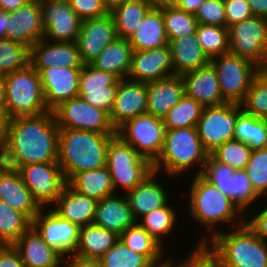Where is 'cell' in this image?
Segmentation results:
<instances>
[{
    "label": "cell",
    "instance_id": "obj_1",
    "mask_svg": "<svg viewBox=\"0 0 267 267\" xmlns=\"http://www.w3.org/2000/svg\"><path fill=\"white\" fill-rule=\"evenodd\" d=\"M58 135L53 111L8 119L0 162L13 169L30 163L57 162Z\"/></svg>",
    "mask_w": 267,
    "mask_h": 267
},
{
    "label": "cell",
    "instance_id": "obj_2",
    "mask_svg": "<svg viewBox=\"0 0 267 267\" xmlns=\"http://www.w3.org/2000/svg\"><path fill=\"white\" fill-rule=\"evenodd\" d=\"M188 177L192 179L187 189V196L189 197H186L188 198L186 213L188 212L193 222H197V226L200 224L199 226L204 227L205 232L208 231L207 234L203 232L200 235L202 237L195 244H205L216 233L222 231V229L218 228L220 224L224 225V227L226 226V230H228L245 223V214L227 195L219 191L216 186L206 180L201 174Z\"/></svg>",
    "mask_w": 267,
    "mask_h": 267
},
{
    "label": "cell",
    "instance_id": "obj_3",
    "mask_svg": "<svg viewBox=\"0 0 267 267\" xmlns=\"http://www.w3.org/2000/svg\"><path fill=\"white\" fill-rule=\"evenodd\" d=\"M115 135L59 129L57 162L66 183L78 172L105 167L107 146Z\"/></svg>",
    "mask_w": 267,
    "mask_h": 267
},
{
    "label": "cell",
    "instance_id": "obj_4",
    "mask_svg": "<svg viewBox=\"0 0 267 267\" xmlns=\"http://www.w3.org/2000/svg\"><path fill=\"white\" fill-rule=\"evenodd\" d=\"M208 156L209 152L201 143L196 127L166 130L164 146L153 163V170L161 174L163 171L164 177L167 174L169 179L184 174L198 175L203 172ZM194 169H197L195 173Z\"/></svg>",
    "mask_w": 267,
    "mask_h": 267
},
{
    "label": "cell",
    "instance_id": "obj_5",
    "mask_svg": "<svg viewBox=\"0 0 267 267\" xmlns=\"http://www.w3.org/2000/svg\"><path fill=\"white\" fill-rule=\"evenodd\" d=\"M222 267H267V242L246 223L222 230L205 243Z\"/></svg>",
    "mask_w": 267,
    "mask_h": 267
},
{
    "label": "cell",
    "instance_id": "obj_6",
    "mask_svg": "<svg viewBox=\"0 0 267 267\" xmlns=\"http://www.w3.org/2000/svg\"><path fill=\"white\" fill-rule=\"evenodd\" d=\"M8 119L19 116H36L48 111L40 73L30 64L3 75Z\"/></svg>",
    "mask_w": 267,
    "mask_h": 267
},
{
    "label": "cell",
    "instance_id": "obj_7",
    "mask_svg": "<svg viewBox=\"0 0 267 267\" xmlns=\"http://www.w3.org/2000/svg\"><path fill=\"white\" fill-rule=\"evenodd\" d=\"M106 167L109 169L115 193L124 194L134 189L154 171L153 164L147 158L142 157L117 135L107 146Z\"/></svg>",
    "mask_w": 267,
    "mask_h": 267
},
{
    "label": "cell",
    "instance_id": "obj_8",
    "mask_svg": "<svg viewBox=\"0 0 267 267\" xmlns=\"http://www.w3.org/2000/svg\"><path fill=\"white\" fill-rule=\"evenodd\" d=\"M201 175L227 195L245 216L252 206L258 207L257 201L264 202V199L255 193L245 170H235L227 164L216 161L210 154Z\"/></svg>",
    "mask_w": 267,
    "mask_h": 267
},
{
    "label": "cell",
    "instance_id": "obj_9",
    "mask_svg": "<svg viewBox=\"0 0 267 267\" xmlns=\"http://www.w3.org/2000/svg\"><path fill=\"white\" fill-rule=\"evenodd\" d=\"M229 52L267 69V18L252 16L228 27Z\"/></svg>",
    "mask_w": 267,
    "mask_h": 267
},
{
    "label": "cell",
    "instance_id": "obj_10",
    "mask_svg": "<svg viewBox=\"0 0 267 267\" xmlns=\"http://www.w3.org/2000/svg\"><path fill=\"white\" fill-rule=\"evenodd\" d=\"M165 131L163 119L145 113L124 122L116 135L153 164L163 149Z\"/></svg>",
    "mask_w": 267,
    "mask_h": 267
},
{
    "label": "cell",
    "instance_id": "obj_11",
    "mask_svg": "<svg viewBox=\"0 0 267 267\" xmlns=\"http://www.w3.org/2000/svg\"><path fill=\"white\" fill-rule=\"evenodd\" d=\"M210 63L217 72L223 99L240 104L259 68L251 61L230 52L212 58Z\"/></svg>",
    "mask_w": 267,
    "mask_h": 267
},
{
    "label": "cell",
    "instance_id": "obj_12",
    "mask_svg": "<svg viewBox=\"0 0 267 267\" xmlns=\"http://www.w3.org/2000/svg\"><path fill=\"white\" fill-rule=\"evenodd\" d=\"M242 112V106L232 102L203 108L196 129L201 143L209 153L234 139L236 120Z\"/></svg>",
    "mask_w": 267,
    "mask_h": 267
},
{
    "label": "cell",
    "instance_id": "obj_13",
    "mask_svg": "<svg viewBox=\"0 0 267 267\" xmlns=\"http://www.w3.org/2000/svg\"><path fill=\"white\" fill-rule=\"evenodd\" d=\"M59 129H77L102 134H116L109 115L83 101L80 96L62 102L53 110Z\"/></svg>",
    "mask_w": 267,
    "mask_h": 267
},
{
    "label": "cell",
    "instance_id": "obj_14",
    "mask_svg": "<svg viewBox=\"0 0 267 267\" xmlns=\"http://www.w3.org/2000/svg\"><path fill=\"white\" fill-rule=\"evenodd\" d=\"M17 170L41 208H50L56 203L66 184L58 162L30 163Z\"/></svg>",
    "mask_w": 267,
    "mask_h": 267
},
{
    "label": "cell",
    "instance_id": "obj_15",
    "mask_svg": "<svg viewBox=\"0 0 267 267\" xmlns=\"http://www.w3.org/2000/svg\"><path fill=\"white\" fill-rule=\"evenodd\" d=\"M32 227L63 258L75 255L80 226L62 218L51 207L41 208L32 220Z\"/></svg>",
    "mask_w": 267,
    "mask_h": 267
},
{
    "label": "cell",
    "instance_id": "obj_16",
    "mask_svg": "<svg viewBox=\"0 0 267 267\" xmlns=\"http://www.w3.org/2000/svg\"><path fill=\"white\" fill-rule=\"evenodd\" d=\"M42 12L43 39L54 42H75L82 20L68 0H39Z\"/></svg>",
    "mask_w": 267,
    "mask_h": 267
},
{
    "label": "cell",
    "instance_id": "obj_17",
    "mask_svg": "<svg viewBox=\"0 0 267 267\" xmlns=\"http://www.w3.org/2000/svg\"><path fill=\"white\" fill-rule=\"evenodd\" d=\"M174 75L170 46L133 51L127 78L150 83Z\"/></svg>",
    "mask_w": 267,
    "mask_h": 267
},
{
    "label": "cell",
    "instance_id": "obj_18",
    "mask_svg": "<svg viewBox=\"0 0 267 267\" xmlns=\"http://www.w3.org/2000/svg\"><path fill=\"white\" fill-rule=\"evenodd\" d=\"M81 68L50 67L40 72L48 111H53L62 102L78 96Z\"/></svg>",
    "mask_w": 267,
    "mask_h": 267
},
{
    "label": "cell",
    "instance_id": "obj_19",
    "mask_svg": "<svg viewBox=\"0 0 267 267\" xmlns=\"http://www.w3.org/2000/svg\"><path fill=\"white\" fill-rule=\"evenodd\" d=\"M117 37L111 14L82 21L75 41L81 60L89 64L101 51Z\"/></svg>",
    "mask_w": 267,
    "mask_h": 267
},
{
    "label": "cell",
    "instance_id": "obj_20",
    "mask_svg": "<svg viewBox=\"0 0 267 267\" xmlns=\"http://www.w3.org/2000/svg\"><path fill=\"white\" fill-rule=\"evenodd\" d=\"M147 101V83L120 79L109 116L115 130L124 122L147 113Z\"/></svg>",
    "mask_w": 267,
    "mask_h": 267
},
{
    "label": "cell",
    "instance_id": "obj_21",
    "mask_svg": "<svg viewBox=\"0 0 267 267\" xmlns=\"http://www.w3.org/2000/svg\"><path fill=\"white\" fill-rule=\"evenodd\" d=\"M6 28V39L19 42L29 49L43 39L44 28L39 0H31L11 12Z\"/></svg>",
    "mask_w": 267,
    "mask_h": 267
},
{
    "label": "cell",
    "instance_id": "obj_22",
    "mask_svg": "<svg viewBox=\"0 0 267 267\" xmlns=\"http://www.w3.org/2000/svg\"><path fill=\"white\" fill-rule=\"evenodd\" d=\"M29 64L37 71L50 67H82L75 42L39 40L30 48Z\"/></svg>",
    "mask_w": 267,
    "mask_h": 267
},
{
    "label": "cell",
    "instance_id": "obj_23",
    "mask_svg": "<svg viewBox=\"0 0 267 267\" xmlns=\"http://www.w3.org/2000/svg\"><path fill=\"white\" fill-rule=\"evenodd\" d=\"M0 200L11 208L25 214L31 221L40 212L41 207L24 184L17 169L0 162Z\"/></svg>",
    "mask_w": 267,
    "mask_h": 267
},
{
    "label": "cell",
    "instance_id": "obj_24",
    "mask_svg": "<svg viewBox=\"0 0 267 267\" xmlns=\"http://www.w3.org/2000/svg\"><path fill=\"white\" fill-rule=\"evenodd\" d=\"M159 172L153 171L139 185L126 193L133 215L138 222L144 215L164 207L171 199L167 187L160 184ZM167 191H166V190Z\"/></svg>",
    "mask_w": 267,
    "mask_h": 267
},
{
    "label": "cell",
    "instance_id": "obj_25",
    "mask_svg": "<svg viewBox=\"0 0 267 267\" xmlns=\"http://www.w3.org/2000/svg\"><path fill=\"white\" fill-rule=\"evenodd\" d=\"M185 95L200 102L204 107L226 103L220 91L218 76L211 63L181 75Z\"/></svg>",
    "mask_w": 267,
    "mask_h": 267
},
{
    "label": "cell",
    "instance_id": "obj_26",
    "mask_svg": "<svg viewBox=\"0 0 267 267\" xmlns=\"http://www.w3.org/2000/svg\"><path fill=\"white\" fill-rule=\"evenodd\" d=\"M116 193L98 201L93 223L121 235L137 223L126 194ZM124 195V196H123Z\"/></svg>",
    "mask_w": 267,
    "mask_h": 267
},
{
    "label": "cell",
    "instance_id": "obj_27",
    "mask_svg": "<svg viewBox=\"0 0 267 267\" xmlns=\"http://www.w3.org/2000/svg\"><path fill=\"white\" fill-rule=\"evenodd\" d=\"M25 267H62L63 257L31 226L14 243Z\"/></svg>",
    "mask_w": 267,
    "mask_h": 267
},
{
    "label": "cell",
    "instance_id": "obj_28",
    "mask_svg": "<svg viewBox=\"0 0 267 267\" xmlns=\"http://www.w3.org/2000/svg\"><path fill=\"white\" fill-rule=\"evenodd\" d=\"M184 95L185 85L181 75L147 83V113L164 119Z\"/></svg>",
    "mask_w": 267,
    "mask_h": 267
},
{
    "label": "cell",
    "instance_id": "obj_29",
    "mask_svg": "<svg viewBox=\"0 0 267 267\" xmlns=\"http://www.w3.org/2000/svg\"><path fill=\"white\" fill-rule=\"evenodd\" d=\"M97 203L96 199L80 194L66 183L51 208L62 218L81 227L93 223Z\"/></svg>",
    "mask_w": 267,
    "mask_h": 267
},
{
    "label": "cell",
    "instance_id": "obj_30",
    "mask_svg": "<svg viewBox=\"0 0 267 267\" xmlns=\"http://www.w3.org/2000/svg\"><path fill=\"white\" fill-rule=\"evenodd\" d=\"M168 45L171 49L174 75H183L210 63L195 34L172 39Z\"/></svg>",
    "mask_w": 267,
    "mask_h": 267
},
{
    "label": "cell",
    "instance_id": "obj_31",
    "mask_svg": "<svg viewBox=\"0 0 267 267\" xmlns=\"http://www.w3.org/2000/svg\"><path fill=\"white\" fill-rule=\"evenodd\" d=\"M133 51L155 49L168 44L162 9H151L128 38Z\"/></svg>",
    "mask_w": 267,
    "mask_h": 267
},
{
    "label": "cell",
    "instance_id": "obj_32",
    "mask_svg": "<svg viewBox=\"0 0 267 267\" xmlns=\"http://www.w3.org/2000/svg\"><path fill=\"white\" fill-rule=\"evenodd\" d=\"M132 52L128 39L116 37L89 64L112 73L118 79H125L130 70Z\"/></svg>",
    "mask_w": 267,
    "mask_h": 267
},
{
    "label": "cell",
    "instance_id": "obj_33",
    "mask_svg": "<svg viewBox=\"0 0 267 267\" xmlns=\"http://www.w3.org/2000/svg\"><path fill=\"white\" fill-rule=\"evenodd\" d=\"M119 237L116 232L94 223L81 226L75 256L99 260L119 240Z\"/></svg>",
    "mask_w": 267,
    "mask_h": 267
},
{
    "label": "cell",
    "instance_id": "obj_34",
    "mask_svg": "<svg viewBox=\"0 0 267 267\" xmlns=\"http://www.w3.org/2000/svg\"><path fill=\"white\" fill-rule=\"evenodd\" d=\"M67 184L80 194L97 201L116 194L109 169L106 166L78 172Z\"/></svg>",
    "mask_w": 267,
    "mask_h": 267
},
{
    "label": "cell",
    "instance_id": "obj_35",
    "mask_svg": "<svg viewBox=\"0 0 267 267\" xmlns=\"http://www.w3.org/2000/svg\"><path fill=\"white\" fill-rule=\"evenodd\" d=\"M119 239L136 253L144 255L154 266L164 263L169 258L165 254L166 249L138 222L128 227Z\"/></svg>",
    "mask_w": 267,
    "mask_h": 267
},
{
    "label": "cell",
    "instance_id": "obj_36",
    "mask_svg": "<svg viewBox=\"0 0 267 267\" xmlns=\"http://www.w3.org/2000/svg\"><path fill=\"white\" fill-rule=\"evenodd\" d=\"M171 200L159 209H156L149 214L144 215L138 223L155 239L157 240L165 249L167 237L172 236L171 234L178 228L177 223L180 222V216L176 211V208L171 204ZM167 236V237H166ZM165 241V242H164Z\"/></svg>",
    "mask_w": 267,
    "mask_h": 267
},
{
    "label": "cell",
    "instance_id": "obj_37",
    "mask_svg": "<svg viewBox=\"0 0 267 267\" xmlns=\"http://www.w3.org/2000/svg\"><path fill=\"white\" fill-rule=\"evenodd\" d=\"M151 9L145 0H127L113 9L117 37L128 39Z\"/></svg>",
    "mask_w": 267,
    "mask_h": 267
},
{
    "label": "cell",
    "instance_id": "obj_38",
    "mask_svg": "<svg viewBox=\"0 0 267 267\" xmlns=\"http://www.w3.org/2000/svg\"><path fill=\"white\" fill-rule=\"evenodd\" d=\"M234 139L252 149L267 147V119L257 118L242 112L235 124Z\"/></svg>",
    "mask_w": 267,
    "mask_h": 267
},
{
    "label": "cell",
    "instance_id": "obj_39",
    "mask_svg": "<svg viewBox=\"0 0 267 267\" xmlns=\"http://www.w3.org/2000/svg\"><path fill=\"white\" fill-rule=\"evenodd\" d=\"M31 226L25 214L0 200V245L13 244Z\"/></svg>",
    "mask_w": 267,
    "mask_h": 267
},
{
    "label": "cell",
    "instance_id": "obj_40",
    "mask_svg": "<svg viewBox=\"0 0 267 267\" xmlns=\"http://www.w3.org/2000/svg\"><path fill=\"white\" fill-rule=\"evenodd\" d=\"M204 106L186 95L167 113L163 122L166 130L196 127Z\"/></svg>",
    "mask_w": 267,
    "mask_h": 267
},
{
    "label": "cell",
    "instance_id": "obj_41",
    "mask_svg": "<svg viewBox=\"0 0 267 267\" xmlns=\"http://www.w3.org/2000/svg\"><path fill=\"white\" fill-rule=\"evenodd\" d=\"M240 105L244 113L267 119V69L258 70Z\"/></svg>",
    "mask_w": 267,
    "mask_h": 267
},
{
    "label": "cell",
    "instance_id": "obj_42",
    "mask_svg": "<svg viewBox=\"0 0 267 267\" xmlns=\"http://www.w3.org/2000/svg\"><path fill=\"white\" fill-rule=\"evenodd\" d=\"M200 47L211 60L229 52L228 28L198 23L195 33Z\"/></svg>",
    "mask_w": 267,
    "mask_h": 267
},
{
    "label": "cell",
    "instance_id": "obj_43",
    "mask_svg": "<svg viewBox=\"0 0 267 267\" xmlns=\"http://www.w3.org/2000/svg\"><path fill=\"white\" fill-rule=\"evenodd\" d=\"M162 15L168 42L172 39L196 33L198 21L194 14L176 6L162 9Z\"/></svg>",
    "mask_w": 267,
    "mask_h": 267
},
{
    "label": "cell",
    "instance_id": "obj_44",
    "mask_svg": "<svg viewBox=\"0 0 267 267\" xmlns=\"http://www.w3.org/2000/svg\"><path fill=\"white\" fill-rule=\"evenodd\" d=\"M102 267H153L144 256L130 249L122 240H118L100 259Z\"/></svg>",
    "mask_w": 267,
    "mask_h": 267
},
{
    "label": "cell",
    "instance_id": "obj_45",
    "mask_svg": "<svg viewBox=\"0 0 267 267\" xmlns=\"http://www.w3.org/2000/svg\"><path fill=\"white\" fill-rule=\"evenodd\" d=\"M253 149L238 140H229L209 153L216 161L227 164L235 170H245Z\"/></svg>",
    "mask_w": 267,
    "mask_h": 267
},
{
    "label": "cell",
    "instance_id": "obj_46",
    "mask_svg": "<svg viewBox=\"0 0 267 267\" xmlns=\"http://www.w3.org/2000/svg\"><path fill=\"white\" fill-rule=\"evenodd\" d=\"M30 49L9 39H0V74L20 70L29 64Z\"/></svg>",
    "mask_w": 267,
    "mask_h": 267
},
{
    "label": "cell",
    "instance_id": "obj_47",
    "mask_svg": "<svg viewBox=\"0 0 267 267\" xmlns=\"http://www.w3.org/2000/svg\"><path fill=\"white\" fill-rule=\"evenodd\" d=\"M245 171L255 193L265 199L267 197V147L253 149Z\"/></svg>",
    "mask_w": 267,
    "mask_h": 267
},
{
    "label": "cell",
    "instance_id": "obj_48",
    "mask_svg": "<svg viewBox=\"0 0 267 267\" xmlns=\"http://www.w3.org/2000/svg\"><path fill=\"white\" fill-rule=\"evenodd\" d=\"M193 246L195 247L190 248L191 251L185 254L187 257H184V259L181 257L178 261V259L174 260L169 257L174 262L175 267H222L219 258L206 244H195Z\"/></svg>",
    "mask_w": 267,
    "mask_h": 267
},
{
    "label": "cell",
    "instance_id": "obj_49",
    "mask_svg": "<svg viewBox=\"0 0 267 267\" xmlns=\"http://www.w3.org/2000/svg\"><path fill=\"white\" fill-rule=\"evenodd\" d=\"M117 79L112 73L84 64L81 68L78 90L107 89V85H112Z\"/></svg>",
    "mask_w": 267,
    "mask_h": 267
},
{
    "label": "cell",
    "instance_id": "obj_50",
    "mask_svg": "<svg viewBox=\"0 0 267 267\" xmlns=\"http://www.w3.org/2000/svg\"><path fill=\"white\" fill-rule=\"evenodd\" d=\"M119 81L120 79H117L112 85H107V89L78 90V96L83 101L103 110L110 116Z\"/></svg>",
    "mask_w": 267,
    "mask_h": 267
},
{
    "label": "cell",
    "instance_id": "obj_51",
    "mask_svg": "<svg viewBox=\"0 0 267 267\" xmlns=\"http://www.w3.org/2000/svg\"><path fill=\"white\" fill-rule=\"evenodd\" d=\"M195 17L200 24L227 27L223 0H204Z\"/></svg>",
    "mask_w": 267,
    "mask_h": 267
},
{
    "label": "cell",
    "instance_id": "obj_52",
    "mask_svg": "<svg viewBox=\"0 0 267 267\" xmlns=\"http://www.w3.org/2000/svg\"><path fill=\"white\" fill-rule=\"evenodd\" d=\"M74 12L82 21L109 14L102 0H68Z\"/></svg>",
    "mask_w": 267,
    "mask_h": 267
},
{
    "label": "cell",
    "instance_id": "obj_53",
    "mask_svg": "<svg viewBox=\"0 0 267 267\" xmlns=\"http://www.w3.org/2000/svg\"><path fill=\"white\" fill-rule=\"evenodd\" d=\"M223 1L225 4L227 28L253 16L250 6L246 0Z\"/></svg>",
    "mask_w": 267,
    "mask_h": 267
},
{
    "label": "cell",
    "instance_id": "obj_54",
    "mask_svg": "<svg viewBox=\"0 0 267 267\" xmlns=\"http://www.w3.org/2000/svg\"><path fill=\"white\" fill-rule=\"evenodd\" d=\"M265 205L262 206L263 209L255 207L253 210H248L247 212L251 215L245 217V223L260 239L267 242V204L265 203ZM248 217L249 219H247Z\"/></svg>",
    "mask_w": 267,
    "mask_h": 267
},
{
    "label": "cell",
    "instance_id": "obj_55",
    "mask_svg": "<svg viewBox=\"0 0 267 267\" xmlns=\"http://www.w3.org/2000/svg\"><path fill=\"white\" fill-rule=\"evenodd\" d=\"M0 267H25L13 244L0 245Z\"/></svg>",
    "mask_w": 267,
    "mask_h": 267
},
{
    "label": "cell",
    "instance_id": "obj_56",
    "mask_svg": "<svg viewBox=\"0 0 267 267\" xmlns=\"http://www.w3.org/2000/svg\"><path fill=\"white\" fill-rule=\"evenodd\" d=\"M62 267H102L99 260L84 259L75 255L63 258Z\"/></svg>",
    "mask_w": 267,
    "mask_h": 267
},
{
    "label": "cell",
    "instance_id": "obj_57",
    "mask_svg": "<svg viewBox=\"0 0 267 267\" xmlns=\"http://www.w3.org/2000/svg\"><path fill=\"white\" fill-rule=\"evenodd\" d=\"M253 16L267 18V0H246Z\"/></svg>",
    "mask_w": 267,
    "mask_h": 267
},
{
    "label": "cell",
    "instance_id": "obj_58",
    "mask_svg": "<svg viewBox=\"0 0 267 267\" xmlns=\"http://www.w3.org/2000/svg\"><path fill=\"white\" fill-rule=\"evenodd\" d=\"M204 0H175V7L188 13L196 14L199 6Z\"/></svg>",
    "mask_w": 267,
    "mask_h": 267
},
{
    "label": "cell",
    "instance_id": "obj_59",
    "mask_svg": "<svg viewBox=\"0 0 267 267\" xmlns=\"http://www.w3.org/2000/svg\"><path fill=\"white\" fill-rule=\"evenodd\" d=\"M31 0H0V9L13 12L26 5Z\"/></svg>",
    "mask_w": 267,
    "mask_h": 267
},
{
    "label": "cell",
    "instance_id": "obj_60",
    "mask_svg": "<svg viewBox=\"0 0 267 267\" xmlns=\"http://www.w3.org/2000/svg\"><path fill=\"white\" fill-rule=\"evenodd\" d=\"M7 123L8 117L6 115V112L0 110V154L3 150L6 140Z\"/></svg>",
    "mask_w": 267,
    "mask_h": 267
},
{
    "label": "cell",
    "instance_id": "obj_61",
    "mask_svg": "<svg viewBox=\"0 0 267 267\" xmlns=\"http://www.w3.org/2000/svg\"><path fill=\"white\" fill-rule=\"evenodd\" d=\"M152 9L161 10L175 7V0H145Z\"/></svg>",
    "mask_w": 267,
    "mask_h": 267
},
{
    "label": "cell",
    "instance_id": "obj_62",
    "mask_svg": "<svg viewBox=\"0 0 267 267\" xmlns=\"http://www.w3.org/2000/svg\"><path fill=\"white\" fill-rule=\"evenodd\" d=\"M11 12L0 9V39L6 38L8 18Z\"/></svg>",
    "mask_w": 267,
    "mask_h": 267
},
{
    "label": "cell",
    "instance_id": "obj_63",
    "mask_svg": "<svg viewBox=\"0 0 267 267\" xmlns=\"http://www.w3.org/2000/svg\"><path fill=\"white\" fill-rule=\"evenodd\" d=\"M0 110L6 112V95L4 77L0 74Z\"/></svg>",
    "mask_w": 267,
    "mask_h": 267
},
{
    "label": "cell",
    "instance_id": "obj_64",
    "mask_svg": "<svg viewBox=\"0 0 267 267\" xmlns=\"http://www.w3.org/2000/svg\"><path fill=\"white\" fill-rule=\"evenodd\" d=\"M125 1L127 0H102L105 8L108 10L109 13Z\"/></svg>",
    "mask_w": 267,
    "mask_h": 267
},
{
    "label": "cell",
    "instance_id": "obj_65",
    "mask_svg": "<svg viewBox=\"0 0 267 267\" xmlns=\"http://www.w3.org/2000/svg\"><path fill=\"white\" fill-rule=\"evenodd\" d=\"M153 267H175L174 263L168 258L164 263L155 265Z\"/></svg>",
    "mask_w": 267,
    "mask_h": 267
}]
</instances>
